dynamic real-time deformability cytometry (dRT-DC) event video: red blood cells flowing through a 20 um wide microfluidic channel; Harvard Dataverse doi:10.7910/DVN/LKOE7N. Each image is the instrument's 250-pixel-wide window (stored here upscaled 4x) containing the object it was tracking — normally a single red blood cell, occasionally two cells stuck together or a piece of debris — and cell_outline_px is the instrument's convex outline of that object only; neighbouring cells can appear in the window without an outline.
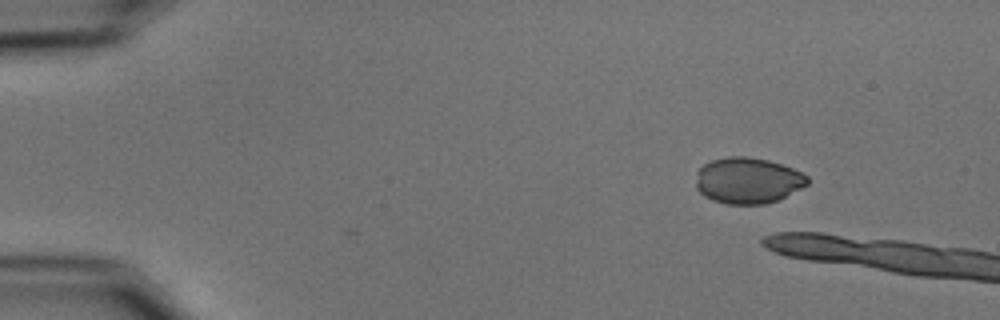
{"species": "common noctule bat (a hibernating species)", "species_latin": "Nyctalus noctula", "temperature_condition": "cold", "stored_images_in_passage": 3, "camera_frame_rate_fps": 3000, "um_per_image_px": 0.085, "animal": {"sex": "male", "body_mass_g": 15.6}, "frame": {"image": 1, "passage_image": 3, "time_ms": 0.667, "image_size_px": [1000, 320], "cell_outline_px": [[808, 184], [776, 200], [764, 204], [728, 204], [712, 200], [704, 196], [696, 188], [696, 172], [704, 164], [712, 160], [728, 156], [748, 156], [768, 160], [792, 168], [808, 176]], "centroid_in_image_um": [63.52, 15.33], "position_along_channel_um": 21.5, "area_um2": 29.82}}